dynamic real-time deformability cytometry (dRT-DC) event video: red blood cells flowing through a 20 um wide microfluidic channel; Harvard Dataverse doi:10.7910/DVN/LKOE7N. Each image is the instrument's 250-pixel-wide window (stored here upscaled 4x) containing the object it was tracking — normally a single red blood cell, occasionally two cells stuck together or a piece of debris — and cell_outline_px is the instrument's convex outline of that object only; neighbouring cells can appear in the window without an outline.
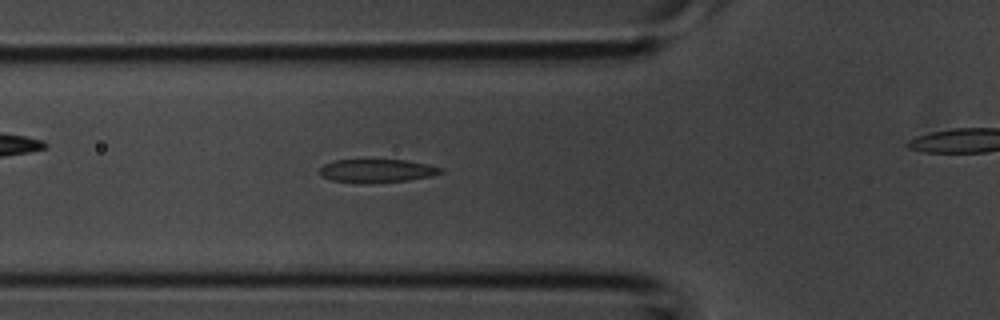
{"species": "common noctule bat (a hibernating species)", "species_latin": "Nyctalus noctula", "temperature_condition": "room temperature", "stored_images_in_passage": 26, "camera_frame_rate_fps": 3000, "um_per_image_px": 0.085, "animal": {"sex": "male", "body_mass_g": 20.1, "forearm_length_mm": 53.5}, "frame": {"image": 1, "passage_image": 6, "time_ms": 1.667, "image_size_px": [1000, 320], "cell_outline_px": [[444, 172], [432, 176], [408, 180], [364, 184], [356, 184], [332, 180], [320, 176], [320, 168], [324, 164], [336, 160], [408, 160], [428, 164], [444, 168]], "centroid_in_image_um": [32.05, 14.53], "position_along_channel_um": 93.7, "area_um2": 16.76}}
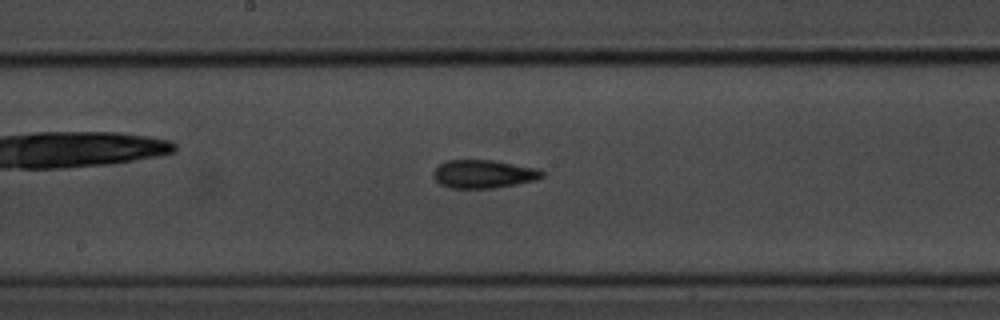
{"frame": {"image": 2, "passage_image": 13, "time_ms": 4.0, "image_size_px": [1000, 320], "cell_outline_px": [[544, 176], [536, 180], [516, 184], [492, 188], [448, 188], [440, 184], [432, 176], [432, 172], [440, 164], [448, 160], [492, 160], [540, 168], [544, 172]], "centroid_in_image_um": [41.11, 14.79], "position_along_channel_um": 207.1, "area_um2": 18.03}}
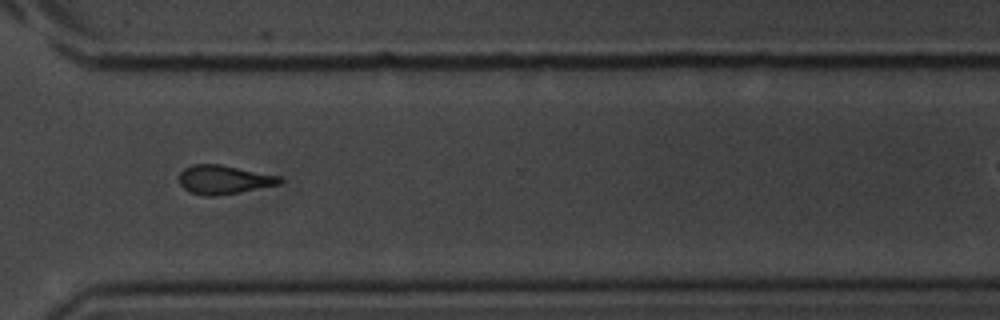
{"frame": {"image": 3, "passage_image": 22, "time_ms": 7.0, "image_size_px": [1000, 320], "cell_outline_px": [[284, 180], [280, 184], [240, 192], [216, 196], [204, 196], [188, 192], [180, 184], [180, 172], [184, 168], [192, 164], [220, 164], [280, 176]], "centroid_in_image_um": [19.02, 15.27], "position_along_channel_um": 351.6, "area_um2": 16.99}}